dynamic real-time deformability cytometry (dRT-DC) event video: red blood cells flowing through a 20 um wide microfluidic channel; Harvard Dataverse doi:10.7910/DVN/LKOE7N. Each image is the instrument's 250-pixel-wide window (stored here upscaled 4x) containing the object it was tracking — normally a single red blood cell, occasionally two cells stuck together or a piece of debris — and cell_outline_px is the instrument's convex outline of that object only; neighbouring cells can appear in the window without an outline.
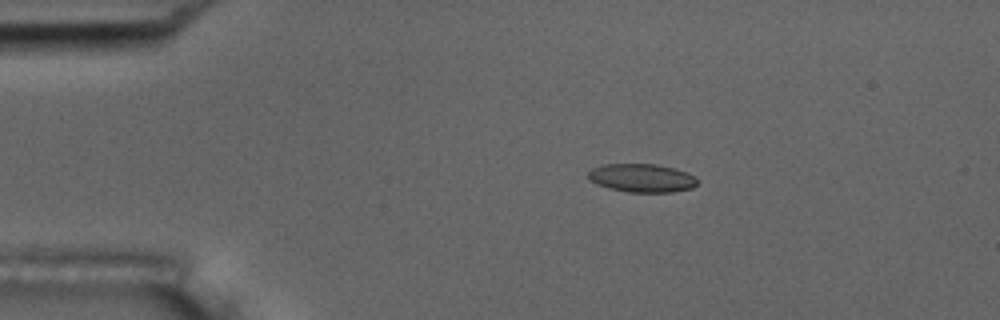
{"species": "common noctule bat (a hibernating species)", "species_latin": "Nyctalus noctula", "temperature_condition": "room temperature", "stored_images_in_passage": 39, "camera_frame_rate_fps": 3000, "um_per_image_px": 0.085, "animal": {"sex": "male", "body_mass_g": 17.5, "forearm_length_mm": 52.3}, "frame": {"image": 1, "passage_image": 3, "time_ms": 0.667, "image_size_px": [1000, 320], "cell_outline_px": [[696, 184], [692, 188], [672, 192], [628, 192], [608, 188], [596, 184], [588, 176], [588, 172], [592, 168], [600, 164], [656, 164], [676, 168], [696, 176]], "centroid_in_image_um": [54.55, 15.12], "position_along_channel_um": 30.4, "area_um2": 18.15}}
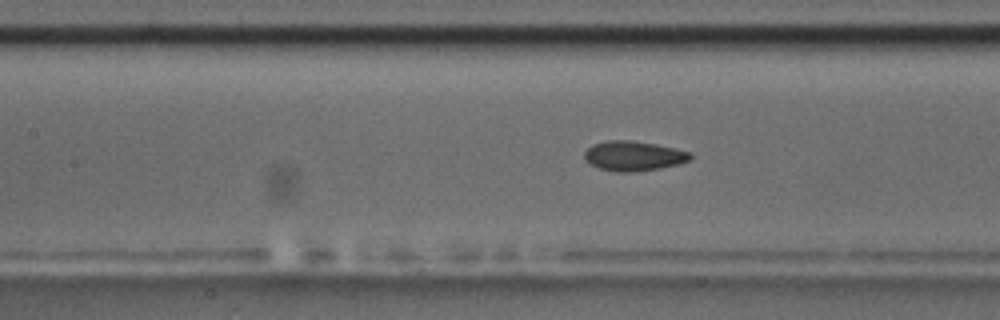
{"frame": {"image": 2, "passage_image": 17, "time_ms": 5.333, "image_size_px": [1000, 320], "cell_outline_px": [[692, 160], [660, 168], [632, 172], [616, 172], [600, 168], [584, 160], [584, 152], [592, 144], [604, 140], [632, 140], [656, 144], [676, 148], [688, 152], [692, 156]], "centroid_in_image_um": [53.83, 13.24], "position_along_channel_um": 153.6, "area_um2": 18.44}}
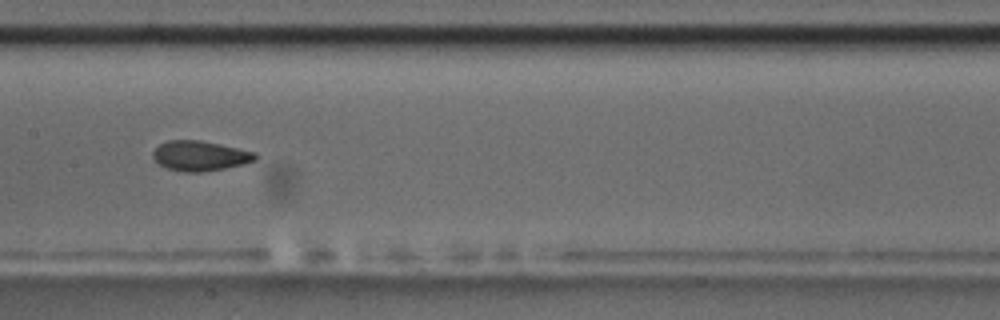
{"frame": {"image": 3, "passage_image": 20, "time_ms": 6.333, "image_size_px": [1000, 320], "cell_outline_px": [[256, 160], [244, 164], [224, 168], [200, 172], [184, 172], [168, 168], [160, 164], [152, 156], [152, 152], [160, 144], [168, 140], [200, 140], [220, 144], [256, 152]], "centroid_in_image_um": [17.01, 13.24], "position_along_channel_um": 190.4, "area_um2": 17.74}, "authors_computed_cell_mechanics": {"area_um2": 18.0336, "velocity_mm_per_s": 3.7229, "shape_relaxation_time_tau1_ms": 2.9526, "shape_relaxation_time_tau2_ms": 1.6262, "deformation_change_tau1": 0.119, "deformation_change_tau2": 0.0752}}